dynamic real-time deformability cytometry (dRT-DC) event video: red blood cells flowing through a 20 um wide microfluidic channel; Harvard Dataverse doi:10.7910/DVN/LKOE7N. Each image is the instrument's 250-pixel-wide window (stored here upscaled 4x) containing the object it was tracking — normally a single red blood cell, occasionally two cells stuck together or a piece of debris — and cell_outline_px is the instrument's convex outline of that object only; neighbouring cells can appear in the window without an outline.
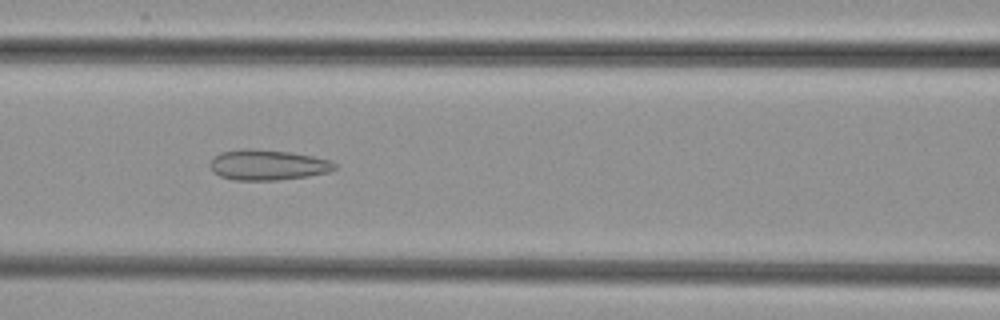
{"species": "common noctule bat (a hibernating species)", "species_latin": "Nyctalus noctula", "temperature_condition": "cold", "stored_images_in_passage": 52, "camera_frame_rate_fps": 3000, "um_per_image_px": 0.085, "animal": {"sex": "female", "body_mass_g": 29.2, "forearm_length_mm": 56.3}, "frame": {"image": 1, "passage_image": 23, "time_ms": 7.333, "image_size_px": [1000, 320], "cell_outline_px": [[336, 168], [328, 172], [308, 176], [276, 180], [232, 180], [220, 176], [212, 172], [208, 164], [220, 152], [244, 148], [248, 148], [292, 152], [332, 160], [336, 164]], "centroid_in_image_um": [22.74, 14.01], "position_along_channel_um": 143.9, "area_um2": 22.25}}
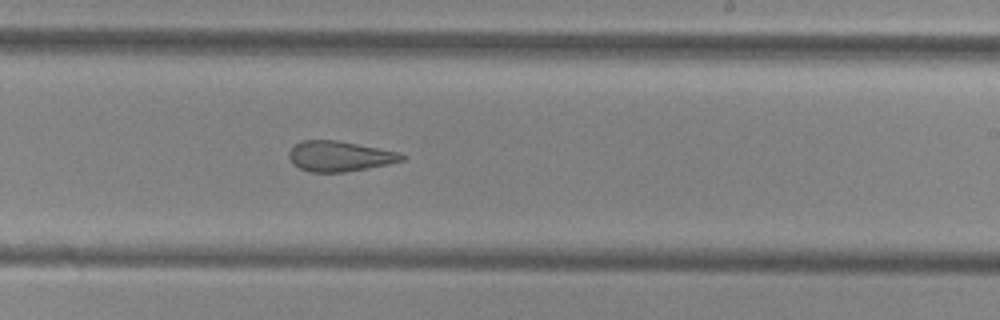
{"frame": {"image": 2, "passage_image": 32, "time_ms": 10.333, "image_size_px": [1000, 320], "cell_outline_px": [[408, 156], [404, 160], [388, 164], [368, 168], [344, 172], [312, 172], [300, 168], [292, 164], [288, 156], [288, 152], [296, 144], [304, 140], [336, 140], [400, 152]], "centroid_in_image_um": [28.88, 13.28], "position_along_channel_um": 260.1, "area_um2": 19.94}}
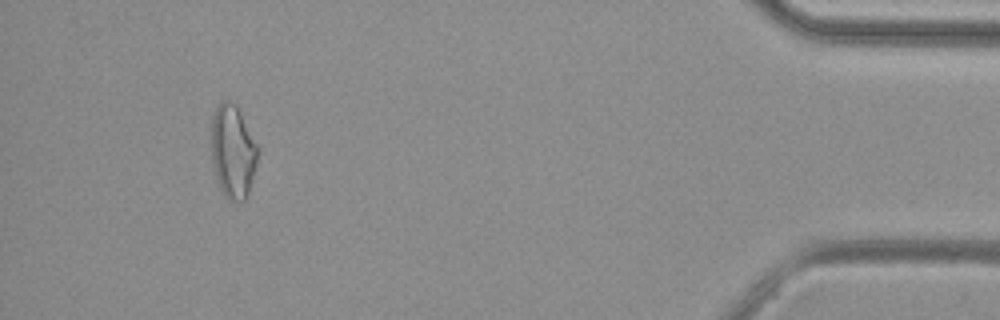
{"frame": {"image": 3, "passage_image": 49, "time_ms": 16.0, "image_size_px": [1000, 320], "cell_outline_px": [[260, 148], [252, 180], [248, 192], [244, 200], [228, 200], [224, 196], [220, 188], [212, 164], [212, 112], [220, 100], [228, 100], [236, 104]], "centroid_in_image_um": [19.8, 12.83], "position_along_channel_um": 415.4, "area_um2": 25.43}}